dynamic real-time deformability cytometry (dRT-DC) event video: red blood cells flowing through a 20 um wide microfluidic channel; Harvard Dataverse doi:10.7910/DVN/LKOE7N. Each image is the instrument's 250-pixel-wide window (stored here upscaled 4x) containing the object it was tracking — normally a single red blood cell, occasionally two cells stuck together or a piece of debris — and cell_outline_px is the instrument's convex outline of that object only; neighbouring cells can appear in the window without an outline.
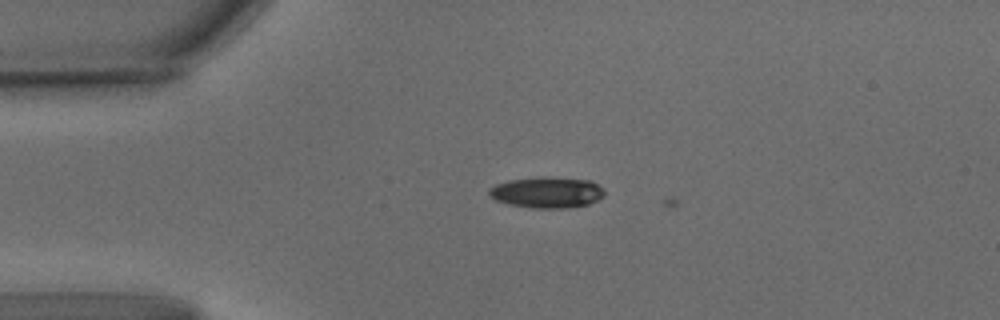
{"species": "common noctule bat (a hibernating species)", "species_latin": "Nyctalus noctula", "temperature_condition": "warm", "stored_images_in_passage": 3, "camera_frame_rate_fps": 3000, "um_per_image_px": 0.085, "animal": {"sex": "male", "body_mass_g": 15.6}, "frame": {"image": 1, "passage_image": 2, "time_ms": 0.333, "image_size_px": [1000, 320], "cell_outline_px": [[604, 196], [588, 204], [568, 208], [532, 208], [508, 204], [496, 200], [488, 192], [488, 188], [496, 184], [508, 180], [540, 176], [548, 176], [592, 180], [604, 188]], "centroid_in_image_um": [46.51, 16.33], "position_along_channel_um": 38.5, "area_um2": 21.15}}